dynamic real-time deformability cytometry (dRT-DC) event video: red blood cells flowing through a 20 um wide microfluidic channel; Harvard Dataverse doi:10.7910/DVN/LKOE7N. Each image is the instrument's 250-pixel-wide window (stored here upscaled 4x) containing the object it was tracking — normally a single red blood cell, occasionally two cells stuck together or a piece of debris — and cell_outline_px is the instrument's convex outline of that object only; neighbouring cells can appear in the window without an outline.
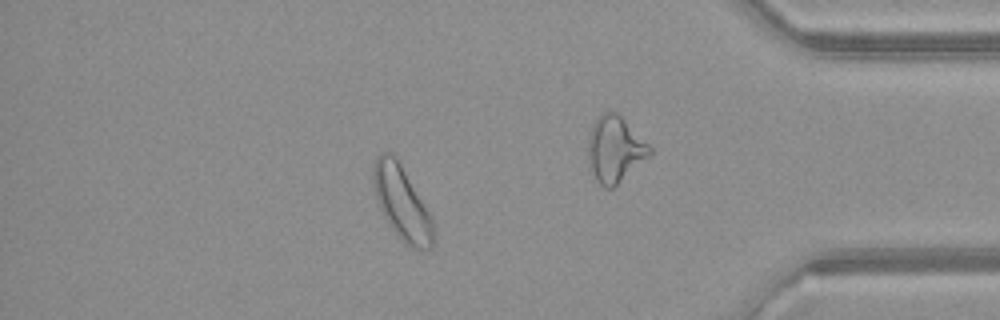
{"species": "common noctule bat (a hibernating species)", "species_latin": "Nyctalus noctula", "temperature_condition": "warm", "stored_images_in_passage": 52, "camera_frame_rate_fps": 3000, "um_per_image_px": 0.085, "animal": {"sex": "female", "body_mass_g": 21.9}, "frame": {"image": 1, "passage_image": 45, "time_ms": 14.667, "image_size_px": [1000, 320], "cell_outline_px": [[432, 248], [428, 252], [408, 248], [400, 240], [388, 224], [380, 208], [372, 184], [372, 172], [376, 156], [380, 152], [392, 152], [400, 160], [432, 216]], "centroid_in_image_um": [34.15, 17.24], "position_along_channel_um": 401.0, "area_um2": 26.53}}